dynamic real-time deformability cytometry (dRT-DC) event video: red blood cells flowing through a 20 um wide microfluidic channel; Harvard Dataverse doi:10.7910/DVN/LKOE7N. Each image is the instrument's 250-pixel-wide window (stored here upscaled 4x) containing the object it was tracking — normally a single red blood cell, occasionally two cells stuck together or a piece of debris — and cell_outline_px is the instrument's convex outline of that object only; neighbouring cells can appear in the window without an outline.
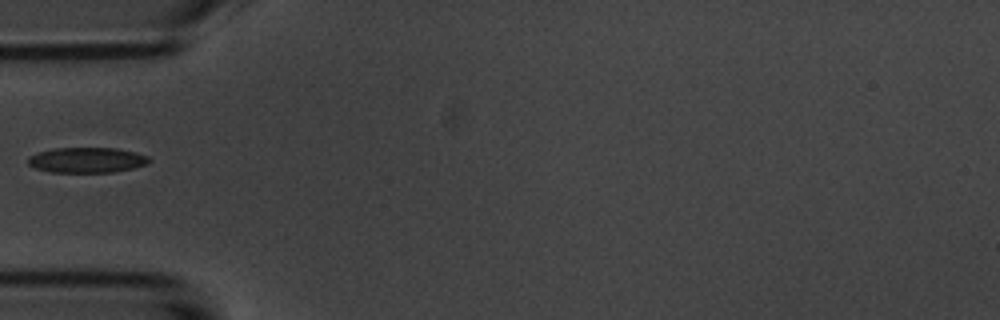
{"species": "common noctule bat (a hibernating species)", "species_latin": "Nyctalus noctula", "temperature_condition": "room temperature", "stored_images_in_passage": 6, "camera_frame_rate_fps": 3000, "um_per_image_px": 0.085, "animal": {"sex": "male", "body_mass_g": 20.1, "forearm_length_mm": 53.5}, "frame": {"image": 1, "passage_image": 5, "time_ms": 4.667, "image_size_px": [1000, 320], "cell_outline_px": [[152, 160], [148, 164], [132, 168], [112, 172], [52, 172], [36, 168], [28, 164], [28, 156], [40, 152], [56, 148], [116, 148], [136, 152], [148, 156]], "centroid_in_image_um": [7.42, 13.6], "position_along_channel_um": 77.6, "area_um2": 17.8}}
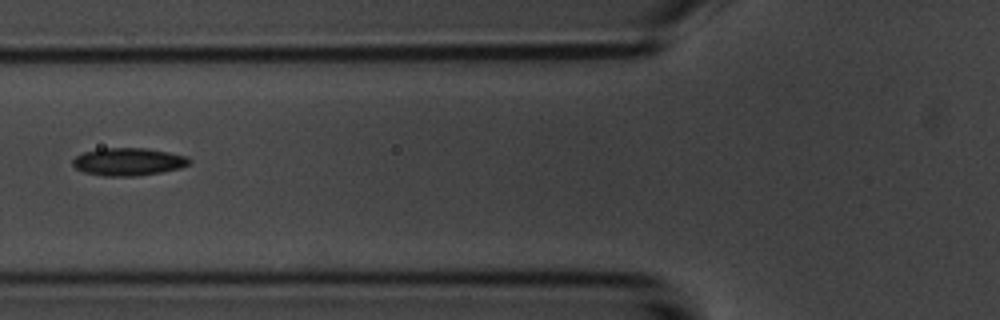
{"frame": {"image": 2, "passage_image": 6, "time_ms": 5.667, "image_size_px": [1000, 320], "cell_outline_px": [[192, 160], [188, 164], [180, 168], [160, 172], [136, 176], [104, 176], [84, 172], [76, 168], [72, 164], [72, 160], [76, 156], [84, 152], [104, 148], [144, 148], [168, 152], [188, 156]], "centroid_in_image_um": [10.91, 13.75], "position_along_channel_um": 114.9, "area_um2": 18.73}}